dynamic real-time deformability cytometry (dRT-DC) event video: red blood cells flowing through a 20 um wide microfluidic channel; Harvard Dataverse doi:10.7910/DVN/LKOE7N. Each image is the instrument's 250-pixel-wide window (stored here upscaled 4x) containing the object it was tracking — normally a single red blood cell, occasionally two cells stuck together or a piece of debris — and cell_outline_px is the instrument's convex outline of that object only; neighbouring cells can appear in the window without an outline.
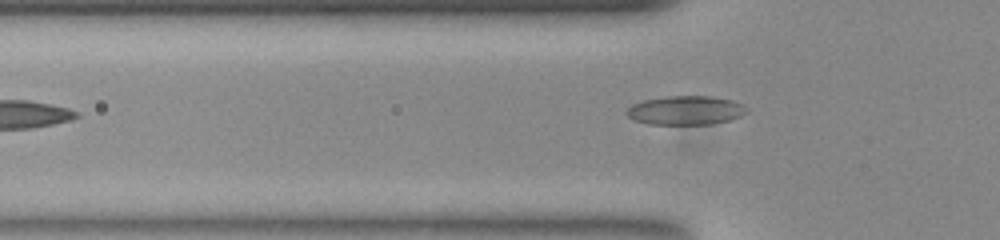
{"species": "common noctule bat (a hibernating species)", "species_latin": "Nyctalus noctula", "temperature_condition": "room temperature", "stored_images_in_passage": 35, "camera_frame_rate_fps": 3000, "um_per_image_px": 0.085, "animal": {"sex": "female", "body_mass_g": 23.0, "forearm_length_mm": 53.4}, "frame": {"image": 1, "passage_image": 2, "time_ms": 0.333, "image_size_px": [1000, 240], "cell_outline_px": [[744, 112], [740, 116], [728, 120], [708, 124], [648, 124], [636, 120], [628, 116], [624, 112], [632, 104], [644, 100], [668, 96], [712, 96], [732, 100], [740, 104]], "centroid_in_image_um": [58.2, 9.37], "position_along_channel_um": 67.6, "area_um2": 19.83}}
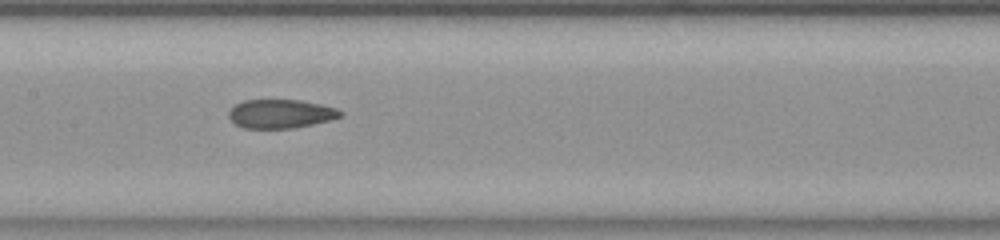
{"frame": {"image": 2, "passage_image": 11, "time_ms": 3.333, "image_size_px": [1000, 240], "cell_outline_px": [[340, 116], [328, 120], [312, 124], [292, 128], [244, 128], [236, 124], [228, 116], [228, 112], [236, 104], [244, 100], [300, 100], [320, 104], [336, 108], [340, 112]], "centroid_in_image_um": [23.81, 9.67], "position_along_channel_um": 183.6, "area_um2": 18.38}}
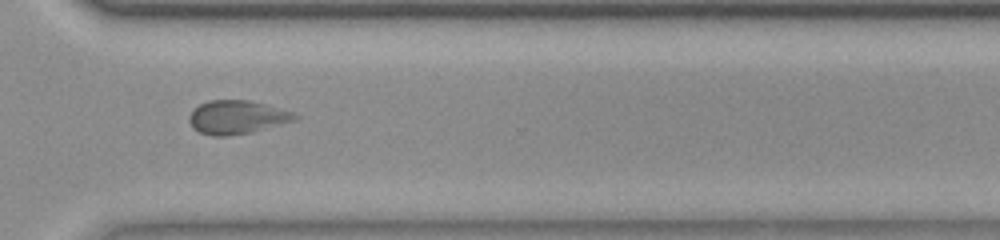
{"frame": {"image": 3, "passage_image": 24, "time_ms": 7.667, "image_size_px": [1000, 240], "cell_outline_px": [[300, 116], [292, 120], [248, 132], [224, 136], [212, 136], [200, 132], [192, 128], [188, 120], [192, 112], [200, 104], [208, 100], [252, 100], [292, 112]], "centroid_in_image_um": [20.08, 9.94], "position_along_channel_um": 350.5, "area_um2": 20.11}, "authors_computed_cell_mechanics": {"area_um2": 19.074, "velocity_mm_per_s": 3.851, "shape_relaxation_time_tau1_ms": null, "shape_relaxation_time_tau2_ms": 2.9422, "deformation_change_tau1": null, "deformation_change_tau2": 0.0867}}